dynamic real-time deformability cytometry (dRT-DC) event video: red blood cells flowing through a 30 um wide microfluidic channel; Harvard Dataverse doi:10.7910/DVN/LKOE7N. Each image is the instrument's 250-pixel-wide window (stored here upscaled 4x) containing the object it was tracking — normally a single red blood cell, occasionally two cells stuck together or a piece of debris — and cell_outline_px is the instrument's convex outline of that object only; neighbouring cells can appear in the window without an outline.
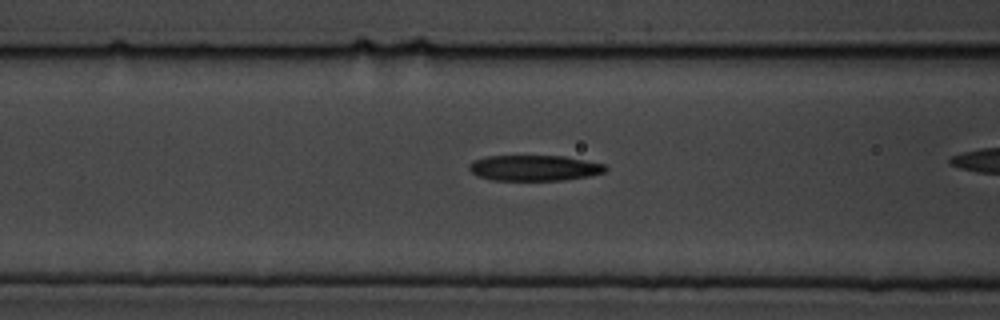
{"species": "common noctule bat (a hibernating species)", "species_latin": "Nyctalus noctula", "temperature_condition": "cold", "stored_images_in_passage": 38, "camera_frame_rate_fps": 3000, "um_per_image_px": 0.085, "animal": {"sex": "male", "body_mass_g": 19.5, "forearm_length_mm": 54.6}, "frame": {"image": 1, "passage_image": 16, "time_ms": 5.0, "image_size_px": [1000, 320], "cell_outline_px": [[608, 168], [604, 172], [588, 176], [564, 180], [492, 180], [476, 176], [468, 168], [468, 164], [476, 160], [488, 156], [564, 156], [604, 164]], "centroid_in_image_um": [45.4, 14.28], "position_along_channel_um": 121.2, "area_um2": 20.29}}
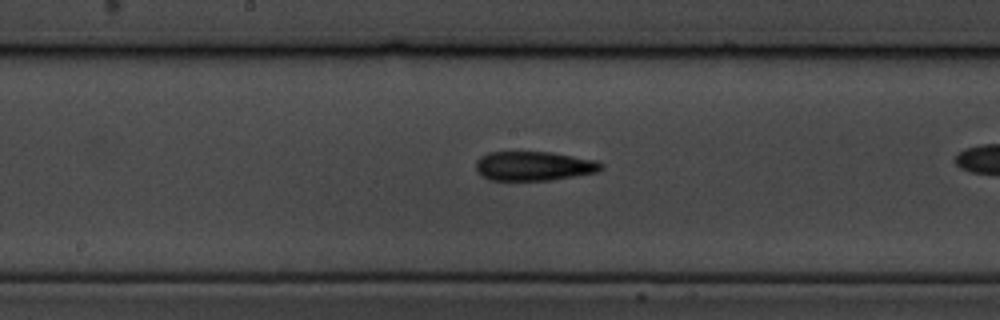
{"frame": {"image": 2, "passage_image": 23, "time_ms": 7.333, "image_size_px": [1000, 320], "cell_outline_px": [[604, 168], [600, 172], [552, 180], [488, 180], [476, 172], [476, 160], [480, 156], [488, 152], [552, 152], [596, 160], [604, 164]], "centroid_in_image_um": [45.4, 14.11], "position_along_channel_um": 202.8, "area_um2": 21.73}}
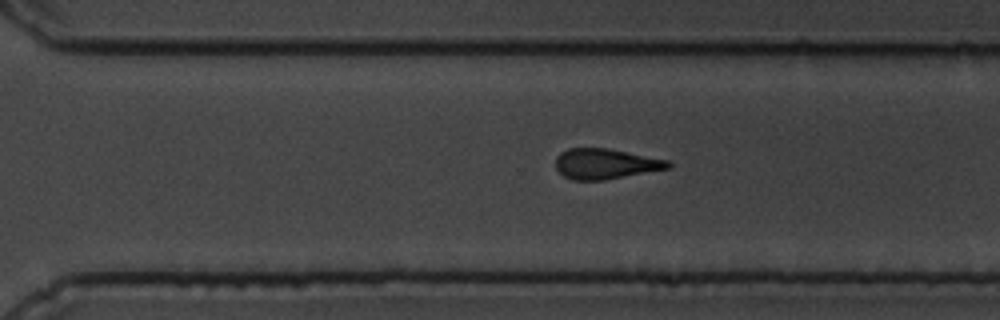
{"frame": {"image": 3, "passage_image": 33, "time_ms": 10.667, "image_size_px": [1000, 320], "cell_outline_px": [[672, 168], [604, 180], [572, 180], [564, 176], [556, 168], [556, 156], [560, 152], [568, 148], [608, 148], [668, 160], [672, 164]], "centroid_in_image_um": [51.47, 13.92], "position_along_channel_um": 319.1, "area_um2": 20.0}}